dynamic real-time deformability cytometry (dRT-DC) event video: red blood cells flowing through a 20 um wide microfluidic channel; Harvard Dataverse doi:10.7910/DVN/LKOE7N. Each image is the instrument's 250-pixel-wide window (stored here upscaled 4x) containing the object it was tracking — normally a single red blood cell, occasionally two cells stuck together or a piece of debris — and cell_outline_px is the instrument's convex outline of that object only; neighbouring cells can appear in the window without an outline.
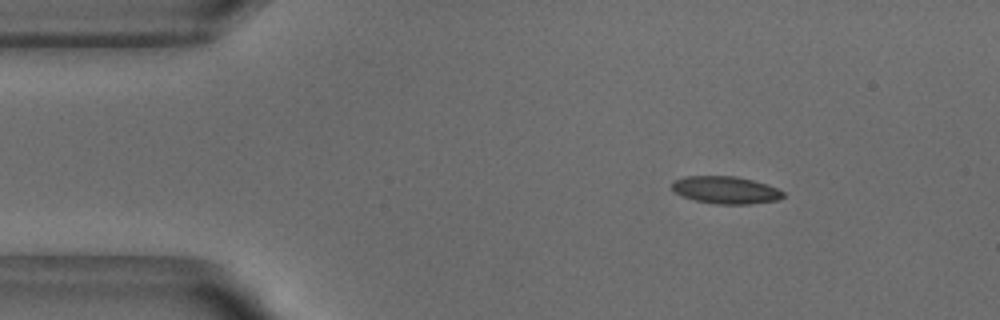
{"species": "common noctule bat (a hibernating species)", "species_latin": "Nyctalus noctula", "temperature_condition": "warm", "stored_images_in_passage": 40, "camera_frame_rate_fps": 3000, "um_per_image_px": 0.085, "animal": {"sex": "male", "body_mass_g": 18.8}, "frame": {"image": 1, "passage_image": 1, "time_ms": 0.0, "image_size_px": [1000, 320], "cell_outline_px": [[784, 196], [780, 200], [748, 204], [716, 204], [696, 200], [684, 196], [676, 192], [672, 188], [672, 184], [676, 180], [684, 176], [736, 176], [752, 180], [776, 188], [784, 192]], "centroid_in_image_um": [61.71, 16.15], "position_along_channel_um": 23.3, "area_um2": 17.51}}
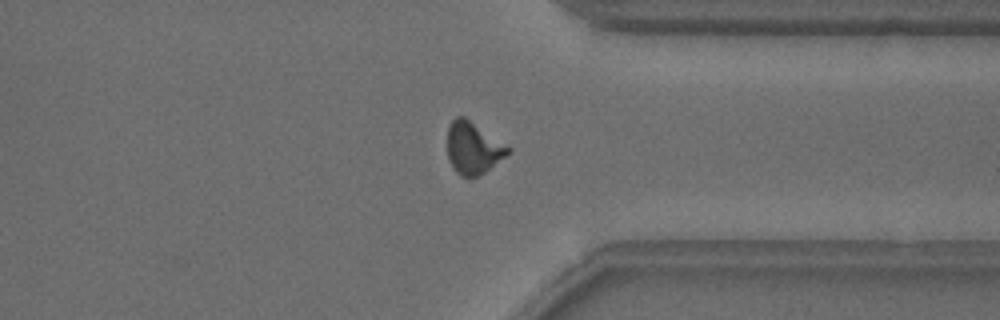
{"frame": {"image": 2, "passage_image": 33, "time_ms": 10.667, "image_size_px": [1000, 320], "cell_outline_px": [[512, 152], [480, 176], [468, 180], [460, 176], [456, 172], [448, 160], [448, 128], [452, 120], [456, 116], [464, 116], [512, 148]], "centroid_in_image_um": [40.24, 12.62], "position_along_channel_um": 371.2, "area_um2": 18.79}}
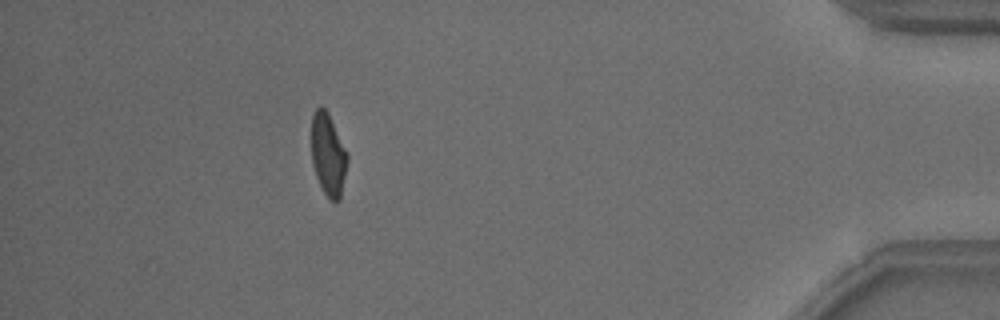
{"frame": {"image": 3, "passage_image": 40, "time_ms": 13.0, "image_size_px": [1000, 320], "cell_outline_px": [[348, 160], [340, 200], [336, 204], [324, 192], [316, 176], [312, 164], [312, 116], [316, 108], [320, 104], [328, 112], [348, 152]], "centroid_in_image_um": [27.91, 13.12], "position_along_channel_um": 407.3, "area_um2": 17.34}, "authors_computed_cell_mechanics": {"area_um2": 18.207, "velocity_mm_per_s": 3.8596, "shape_relaxation_time_tau1_ms": 4.615, "shape_relaxation_time_tau2_ms": 1.1282, "deformation_change_tau1": 0.1344, "deformation_change_tau2": 0.0626}}